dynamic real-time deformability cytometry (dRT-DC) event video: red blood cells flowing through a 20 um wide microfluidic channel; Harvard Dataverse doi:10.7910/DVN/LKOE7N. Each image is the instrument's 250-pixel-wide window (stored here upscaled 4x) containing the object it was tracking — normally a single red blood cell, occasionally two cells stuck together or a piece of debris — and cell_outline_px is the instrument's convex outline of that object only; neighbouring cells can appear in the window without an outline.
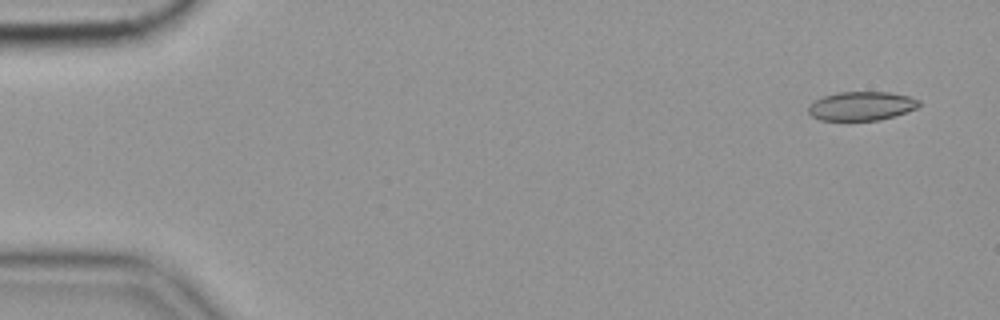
{"species": "common noctule bat (a hibernating species)", "species_latin": "Nyctalus noctula", "temperature_condition": "cold", "stored_images_in_passage": 55, "camera_frame_rate_fps": 3000, "um_per_image_px": 0.085, "animal": {"sex": "female", "body_mass_g": 19.9}, "frame": {"image": 1, "passage_image": 2, "time_ms": 0.333, "image_size_px": [1000, 320], "cell_outline_px": [[920, 104], [916, 108], [896, 116], [880, 120], [820, 120], [812, 116], [808, 112], [808, 108], [816, 100], [824, 96], [836, 92], [888, 92], [908, 96], [920, 100]], "centroid_in_image_um": [73.25, 9.01], "position_along_channel_um": 11.8, "area_um2": 18.55}}
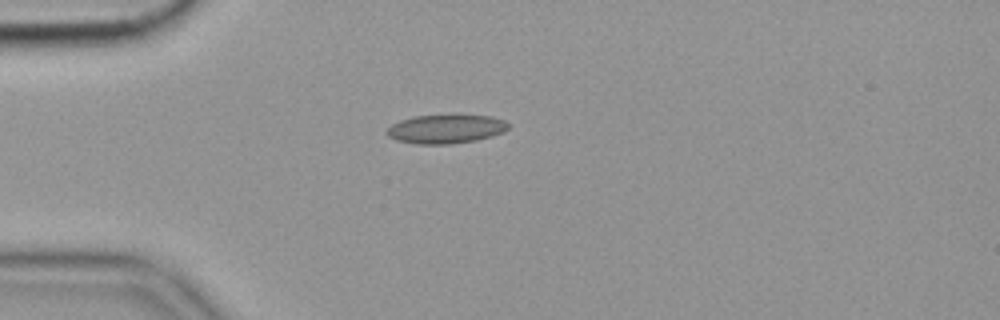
{"frame": {"image": 2, "passage_image": 14, "time_ms": 4.333, "image_size_px": [1000, 320], "cell_outline_px": [[508, 128], [504, 132], [492, 136], [476, 140], [448, 144], [416, 144], [396, 140], [388, 136], [384, 132], [392, 124], [400, 120], [412, 116], [492, 116], [504, 120], [508, 124]], "centroid_in_image_um": [37.86, 10.98], "position_along_channel_um": 47.1, "area_um2": 20.23}}
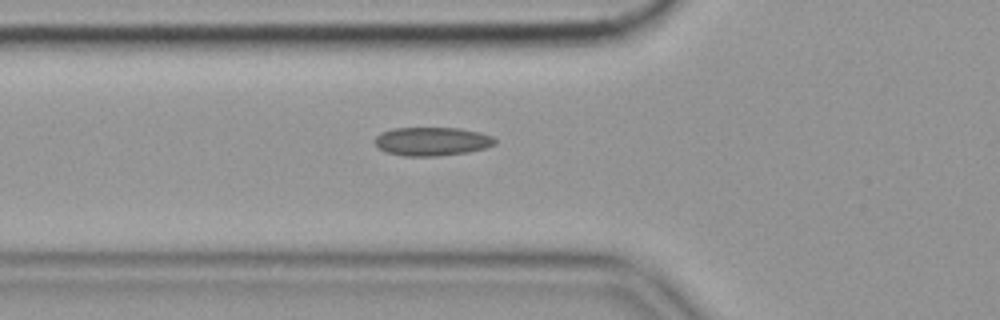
{"frame": {"image": 3, "passage_image": 19, "time_ms": 6.0, "image_size_px": [1000, 320], "cell_outline_px": [[496, 144], [484, 148], [468, 152], [440, 156], [404, 156], [384, 152], [376, 148], [372, 140], [380, 132], [392, 128], [460, 128], [480, 132], [492, 136], [496, 140]], "centroid_in_image_um": [36.65, 12.02], "position_along_channel_um": 89.1, "area_um2": 20.4}, "authors_computed_cell_mechanics": {"area_um2": 19.3052, "velocity_mm_per_s": 3.5715, "shape_relaxation_time_tau1_ms": null, "shape_relaxation_time_tau2_ms": 5.575, "deformation_change_tau1": null, "deformation_change_tau2": 0.1035}}